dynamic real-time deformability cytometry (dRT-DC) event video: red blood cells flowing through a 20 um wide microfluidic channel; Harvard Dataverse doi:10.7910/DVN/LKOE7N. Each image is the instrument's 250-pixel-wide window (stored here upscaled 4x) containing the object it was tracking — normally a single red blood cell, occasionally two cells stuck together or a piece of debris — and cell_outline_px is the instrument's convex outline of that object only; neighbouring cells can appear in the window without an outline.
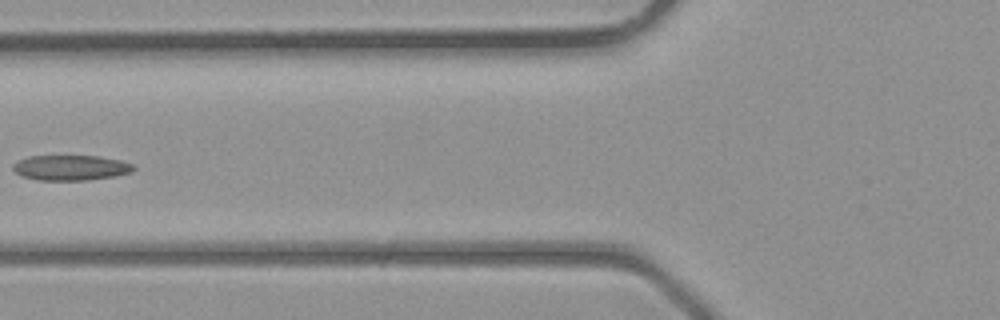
{"species": "common noctule bat (a hibernating species)", "species_latin": "Nyctalus noctula", "temperature_condition": "room temperature", "stored_images_in_passage": 4, "camera_frame_rate_fps": 3000, "um_per_image_px": 0.085, "animal": {"sex": "male", "body_mass_g": 23.1, "forearm_length_mm": 52.7}, "frame": {"image": 1, "passage_image": 4, "time_ms": 3.667, "image_size_px": [1000, 320], "cell_outline_px": [[136, 168], [132, 172], [116, 176], [88, 180], [40, 180], [20, 176], [12, 168], [12, 164], [28, 156], [100, 156], [120, 160], [132, 164]], "centroid_in_image_um": [6.03, 14.26], "position_along_channel_um": 119.8, "area_um2": 17.8}}